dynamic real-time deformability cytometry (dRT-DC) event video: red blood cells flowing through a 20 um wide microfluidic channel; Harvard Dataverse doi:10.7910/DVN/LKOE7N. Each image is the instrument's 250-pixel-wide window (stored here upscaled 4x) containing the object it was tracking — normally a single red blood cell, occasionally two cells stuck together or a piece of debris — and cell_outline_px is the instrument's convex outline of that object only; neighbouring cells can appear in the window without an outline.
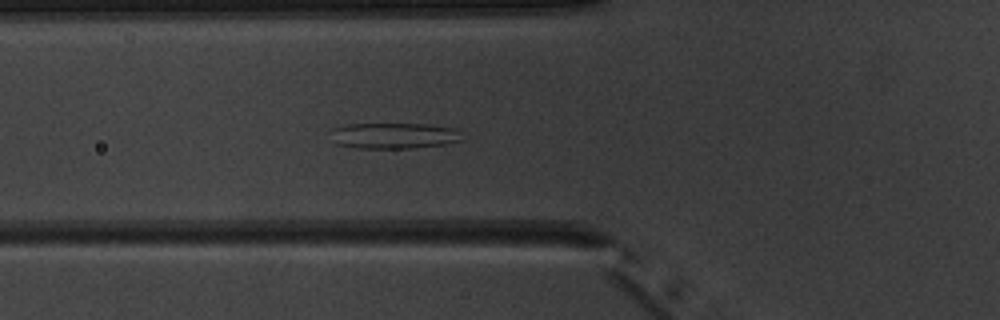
{"species": "common noctule bat (a hibernating species)", "species_latin": "Nyctalus noctula", "temperature_condition": "warm", "stored_images_in_passage": 2, "camera_frame_rate_fps": 3000, "um_per_image_px": 0.085, "animal": {"sex": "male", "body_mass_g": 20.1, "forearm_length_mm": 53.5}, "frame": {"image": 1, "passage_image": 2, "time_ms": 1.0, "image_size_px": [1000, 320], "cell_outline_px": [[464, 140], [444, 144], [412, 148], [356, 148], [336, 144], [332, 128], [348, 124], [428, 124], [452, 128], [460, 132]], "centroid_in_image_um": [33.52, 11.53], "position_along_channel_um": 92.3, "area_um2": 19.65}}